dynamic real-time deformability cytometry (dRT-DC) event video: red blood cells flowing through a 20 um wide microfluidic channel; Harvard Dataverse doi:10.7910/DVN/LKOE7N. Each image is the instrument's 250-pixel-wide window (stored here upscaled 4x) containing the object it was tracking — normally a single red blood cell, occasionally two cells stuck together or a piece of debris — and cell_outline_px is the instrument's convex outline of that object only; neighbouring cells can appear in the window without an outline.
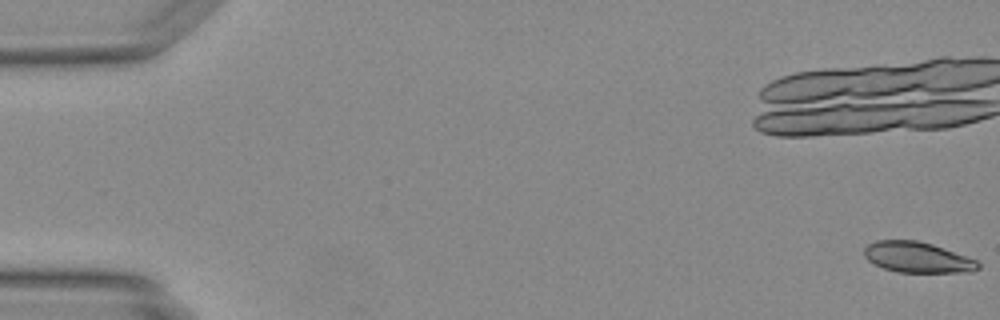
{"species": "Egyptian fruit bat (a non-hibernating species)", "species_latin": "Rousettus aegyptiacus", "temperature_condition": "warm", "stored_images_in_passage": 12, "camera_frame_rate_fps": 3000, "um_per_image_px": 0.085, "animal": {"sex": "female"}, "frame": {"image": 1, "passage_image": 1, "time_ms": 0.0, "image_size_px": [1000, 320], "cell_outline_px": [[980, 268], [972, 272], [896, 272], [884, 268], [868, 260], [864, 256], [864, 248], [868, 244], [876, 240], [916, 240], [932, 244], [976, 260], [980, 264]], "centroid_in_image_um": [77.97, 21.87], "position_along_channel_um": 7.0, "area_um2": 20.23}}